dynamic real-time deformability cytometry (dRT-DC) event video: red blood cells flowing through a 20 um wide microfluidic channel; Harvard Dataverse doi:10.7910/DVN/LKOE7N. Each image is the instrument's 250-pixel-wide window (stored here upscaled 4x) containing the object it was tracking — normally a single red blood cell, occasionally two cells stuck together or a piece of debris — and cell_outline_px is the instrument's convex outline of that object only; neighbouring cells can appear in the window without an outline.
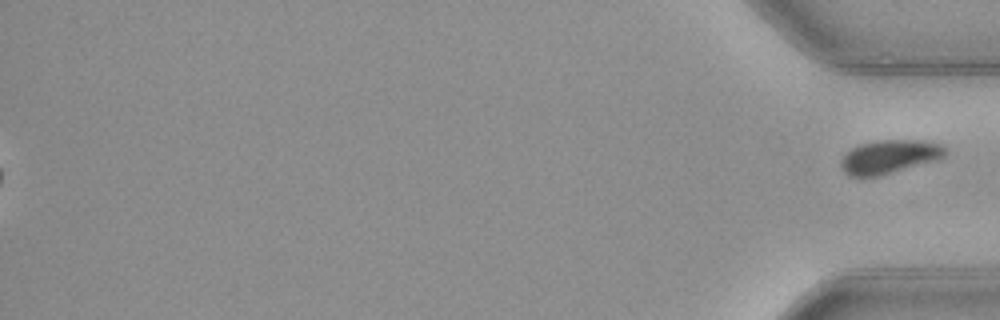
{"species": "common noctule bat (a hibernating species)", "species_latin": "Nyctalus noctula", "temperature_condition": "warm", "stored_images_in_passage": 50, "segment_of_instrument_passage": [2, 2], "camera_frame_rate_fps": 3000, "um_per_image_px": 0.085, "animal": {"sex": "female", "body_mass_g": 21.9}, "frame": {"image": 1, "passage_image": 50, "time_ms": 16.333, "image_size_px": [1000, 320], "cell_outline_px": [[948, 152], [944, 156], [932, 160], [876, 176], [848, 176], [844, 172], [840, 164], [840, 160], [852, 148], [860, 144], [880, 140], [916, 140], [944, 144], [948, 148]], "centroid_in_image_um": [75.59, 13.3], "position_along_channel_um": 359.6, "area_um2": 19.94}}